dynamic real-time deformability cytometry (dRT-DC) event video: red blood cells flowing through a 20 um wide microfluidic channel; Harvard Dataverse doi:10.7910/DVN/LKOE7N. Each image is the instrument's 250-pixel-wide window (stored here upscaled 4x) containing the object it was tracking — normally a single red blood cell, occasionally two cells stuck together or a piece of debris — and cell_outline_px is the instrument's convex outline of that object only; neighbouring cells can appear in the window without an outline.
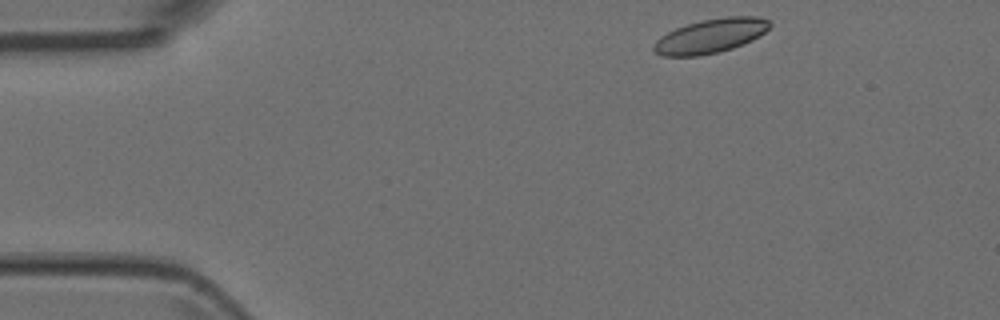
{"species": "Egyptian fruit bat (a non-hibernating species)", "species_latin": "Rousettus aegyptiacus", "temperature_condition": "room temperature", "stored_images_in_passage": 3, "camera_frame_rate_fps": 3000, "um_per_image_px": 0.085, "animal": {"sex": "female"}, "frame": {"image": 1, "passage_image": 1, "time_ms": 0.0, "image_size_px": [1000, 320], "cell_outline_px": [[772, 24], [760, 36], [752, 40], [732, 48], [700, 56], [660, 56], [652, 48], [652, 44], [660, 36], [676, 28], [700, 20], [728, 16], [756, 16], [772, 20]], "centroid_in_image_um": [60.4, 3.04], "position_along_channel_um": 24.6, "area_um2": 23.24}}